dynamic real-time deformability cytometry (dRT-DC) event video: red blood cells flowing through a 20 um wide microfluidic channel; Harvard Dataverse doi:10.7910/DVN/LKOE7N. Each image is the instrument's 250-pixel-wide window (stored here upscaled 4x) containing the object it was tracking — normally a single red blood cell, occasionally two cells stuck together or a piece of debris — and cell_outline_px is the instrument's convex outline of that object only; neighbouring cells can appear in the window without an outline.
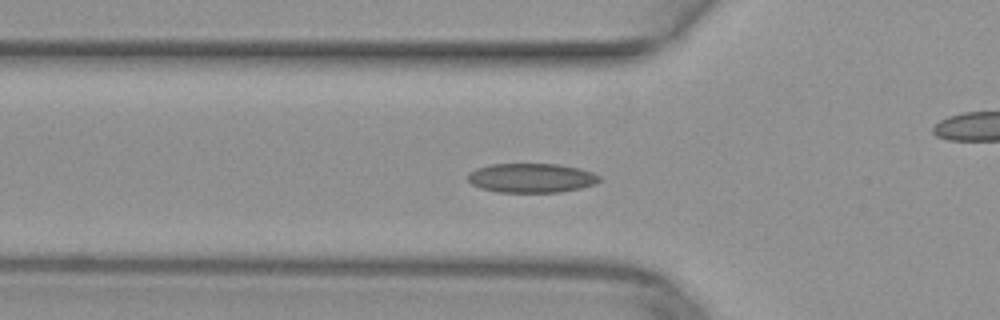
{"species": "common noctule bat (a hibernating species)", "species_latin": "Nyctalus noctula", "temperature_condition": "warm", "stored_images_in_passage": 46, "camera_frame_rate_fps": 3000, "um_per_image_px": 0.085, "animal": {"sex": "female", "body_mass_g": 29.2, "forearm_length_mm": 56.3}, "frame": {"image": 1, "passage_image": 12, "time_ms": 3.667, "image_size_px": [1000, 320], "cell_outline_px": [[600, 180], [596, 184], [580, 188], [560, 192], [496, 192], [480, 188], [472, 184], [468, 180], [468, 172], [476, 168], [492, 164], [560, 164], [580, 168], [592, 172], [600, 176]], "centroid_in_image_um": [45.17, 15.12], "position_along_channel_um": 80.6, "area_um2": 22.6}}
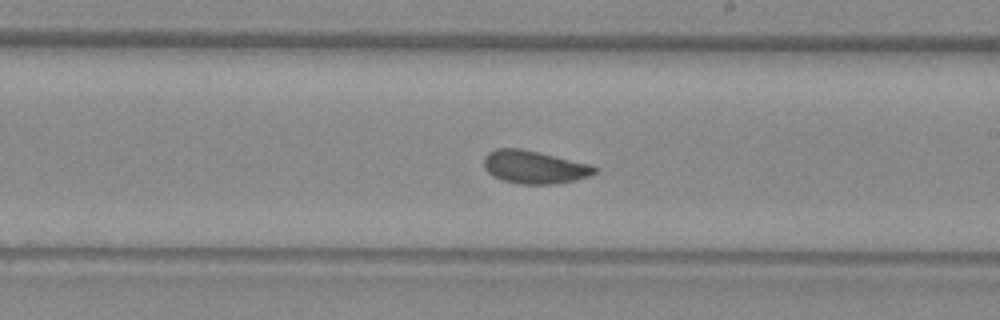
{"frame": {"image": 2, "passage_image": 24, "time_ms": 7.667, "image_size_px": [1000, 320], "cell_outline_px": [[600, 168], [596, 172], [588, 176], [576, 180], [556, 184], [520, 184], [504, 180], [492, 176], [484, 168], [484, 156], [488, 152], [496, 148], [520, 148], [540, 152], [592, 164]], "centroid_in_image_um": [45.44, 14.19], "position_along_channel_um": 243.6, "area_um2": 21.56}}
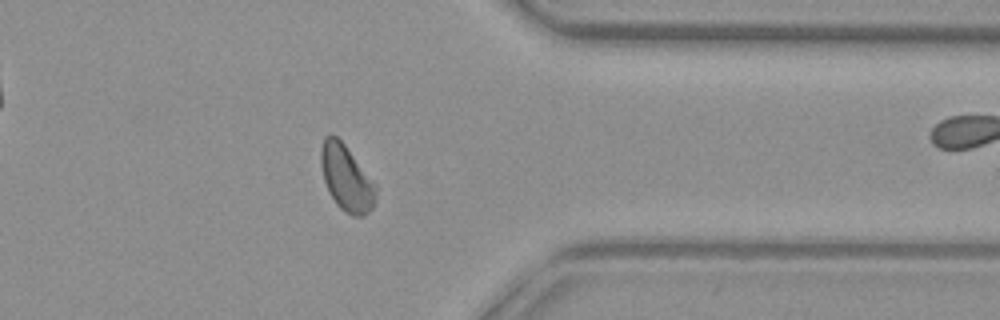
{"frame": {"image": 3, "passage_image": 35, "time_ms": 11.333, "image_size_px": [1000, 320], "cell_outline_px": [[376, 200], [372, 208], [364, 216], [352, 216], [344, 212], [336, 204], [328, 192], [324, 180], [320, 164], [320, 148], [324, 136], [332, 132], [344, 144], [376, 184]], "centroid_in_image_um": [29.42, 15.13], "position_along_channel_um": 382.0, "area_um2": 21.33}}